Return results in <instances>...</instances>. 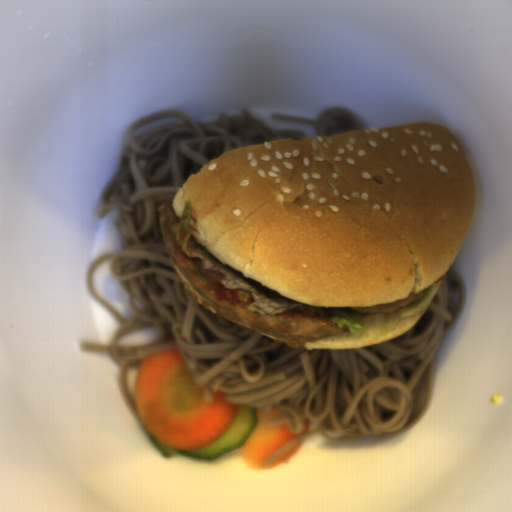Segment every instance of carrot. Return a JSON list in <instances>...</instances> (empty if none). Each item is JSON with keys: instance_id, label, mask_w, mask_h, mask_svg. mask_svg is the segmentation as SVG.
<instances>
[{"instance_id": "b8716197", "label": "carrot", "mask_w": 512, "mask_h": 512, "mask_svg": "<svg viewBox=\"0 0 512 512\" xmlns=\"http://www.w3.org/2000/svg\"><path fill=\"white\" fill-rule=\"evenodd\" d=\"M133 393L142 427L170 450L203 449L216 442L231 426L239 406L228 402L221 390L207 400L178 348L145 357Z\"/></svg>"}, {"instance_id": "cead05ca", "label": "carrot", "mask_w": 512, "mask_h": 512, "mask_svg": "<svg viewBox=\"0 0 512 512\" xmlns=\"http://www.w3.org/2000/svg\"><path fill=\"white\" fill-rule=\"evenodd\" d=\"M255 409L257 420L244 444L238 447L240 457L246 466L258 471L279 467L296 454L304 441L295 444L273 463L264 464V461L283 445L307 434L310 426L309 418L303 419L304 427L301 432H293L289 429L287 423L278 426L269 425L270 419L283 417L282 411L276 406L272 405V409L269 412H265L259 407Z\"/></svg>"}, {"instance_id": "1c9b5961", "label": "carrot", "mask_w": 512, "mask_h": 512, "mask_svg": "<svg viewBox=\"0 0 512 512\" xmlns=\"http://www.w3.org/2000/svg\"><path fill=\"white\" fill-rule=\"evenodd\" d=\"M175 339H176V338H175L174 334H173V335H171V336H165L164 338H162V339L160 340V342H159L158 344L164 345V344H167V343H171V342H172V341H174Z\"/></svg>"}]
</instances>
